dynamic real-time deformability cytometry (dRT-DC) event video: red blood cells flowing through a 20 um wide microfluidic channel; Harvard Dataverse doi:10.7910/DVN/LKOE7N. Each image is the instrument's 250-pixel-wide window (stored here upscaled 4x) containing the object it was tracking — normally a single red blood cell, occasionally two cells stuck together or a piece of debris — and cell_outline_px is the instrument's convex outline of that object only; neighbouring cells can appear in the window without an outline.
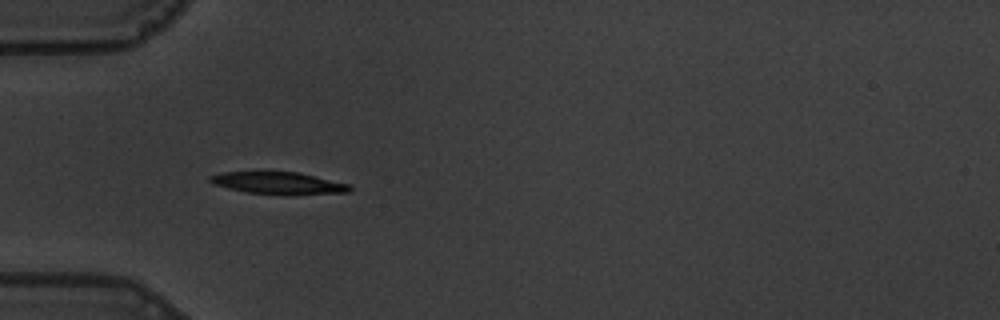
{"species": "common noctule bat (a hibernating species)", "species_latin": "Nyctalus noctula", "temperature_condition": "warm", "stored_images_in_passage": 40, "camera_frame_rate_fps": 3000, "um_per_image_px": 0.085, "animal": {"sex": "male", "body_mass_g": 19.5, "forearm_length_mm": 54.6}, "frame": {"image": 1, "passage_image": 1, "time_ms": 0.0, "image_size_px": [1000, 320], "cell_outline_px": [[352, 188], [348, 192], [248, 192], [228, 188], [216, 184], [208, 180], [208, 176], [220, 172], [296, 172], [352, 184]], "centroid_in_image_um": [23.6, 15.5], "position_along_channel_um": 61.4, "area_um2": 16.76}}
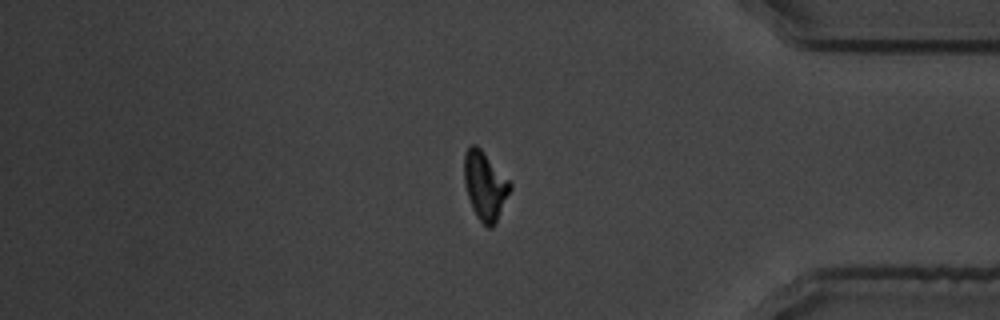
{"frame": {"image": 2, "passage_image": 31, "time_ms": 10.0, "image_size_px": [1000, 320], "cell_outline_px": [[512, 188], [496, 224], [492, 228], [488, 228], [476, 216], [472, 208], [468, 196], [464, 180], [464, 152], [472, 144], [476, 144], [480, 148], [512, 184]], "centroid_in_image_um": [41.23, 15.81], "position_along_channel_um": 394.0, "area_um2": 18.26}}
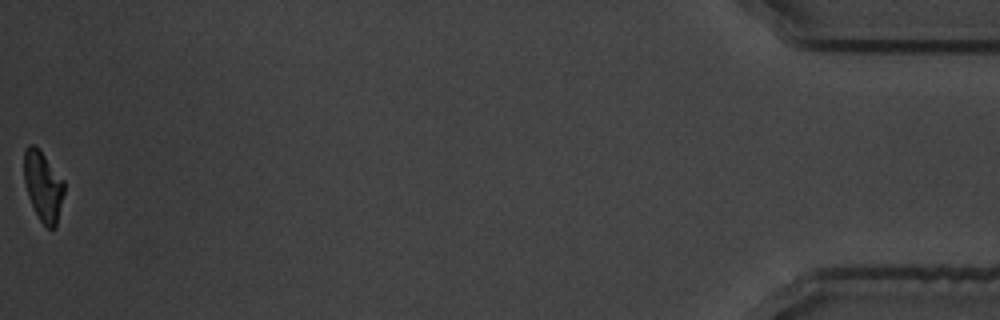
{"frame": {"image": 3, "passage_image": 40, "time_ms": 13.0, "image_size_px": [1000, 320], "cell_outline_px": [[64, 192], [56, 228], [48, 228], [40, 220], [28, 196], [24, 180], [24, 148], [28, 144], [32, 144], [44, 156], [64, 180]], "centroid_in_image_um": [3.66, 15.83], "position_along_channel_um": 431.5, "area_um2": 16.07}, "authors_computed_cell_mechanics": {"area_um2": 18.1203, "velocity_mm_per_s": 3.5856, "shape_relaxation_time_tau1_ms": 2.3652, "shape_relaxation_time_tau2_ms": 3.2169, "deformation_change_tau1": 0.1746, "deformation_change_tau2": 0.105}}